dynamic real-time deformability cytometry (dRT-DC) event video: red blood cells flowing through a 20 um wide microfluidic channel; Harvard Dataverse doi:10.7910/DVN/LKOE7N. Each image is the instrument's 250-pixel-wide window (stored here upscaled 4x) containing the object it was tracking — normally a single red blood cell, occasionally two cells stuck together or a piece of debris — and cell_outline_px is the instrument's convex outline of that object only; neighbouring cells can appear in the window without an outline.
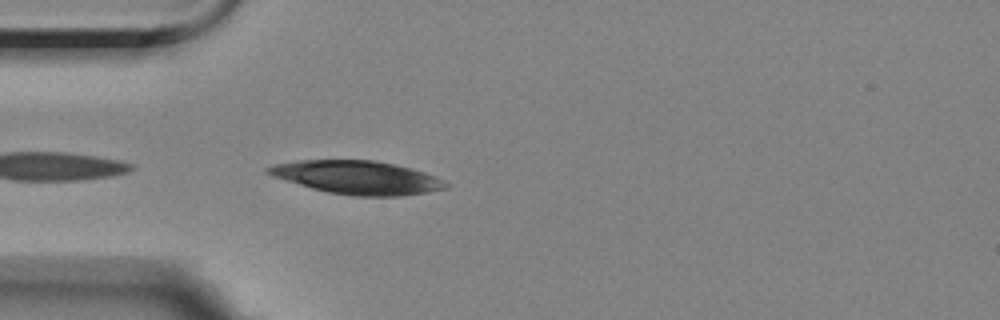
{"species": "Egyptian fruit bat (a non-hibernating species)", "species_latin": "Rousettus aegyptiacus", "temperature_condition": "room temperature", "stored_images_in_passage": 21, "camera_frame_rate_fps": 3000, "um_per_image_px": 0.085, "animal": {"sex": "female"}, "frame": {"image": 1, "passage_image": 2, "time_ms": 0.333, "image_size_px": [1000, 320], "cell_outline_px": [[448, 188], [400, 196], [352, 196], [328, 192], [312, 188], [272, 176], [264, 172], [264, 168], [276, 164], [300, 160], [372, 160], [396, 164], [412, 168], [436, 176], [444, 180], [448, 184]], "centroid_in_image_um": [30.37, 15.08], "position_along_channel_um": 54.6, "area_um2": 34.45}}
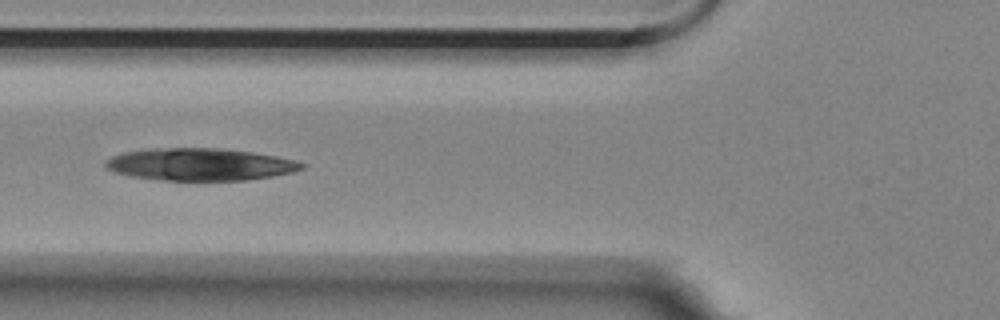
{"frame": {"image": 2, "passage_image": 7, "time_ms": 2.0, "image_size_px": [1000, 320], "cell_outline_px": [[304, 168], [292, 172], [272, 176], [248, 180], [160, 180], [132, 176], [116, 172], [108, 168], [104, 164], [104, 160], [112, 156], [124, 152], [152, 148], [220, 148], [252, 152], [276, 156], [292, 160], [304, 164]], "centroid_in_image_um": [16.98, 13.97], "position_along_channel_um": 108.8, "area_um2": 36.7}}
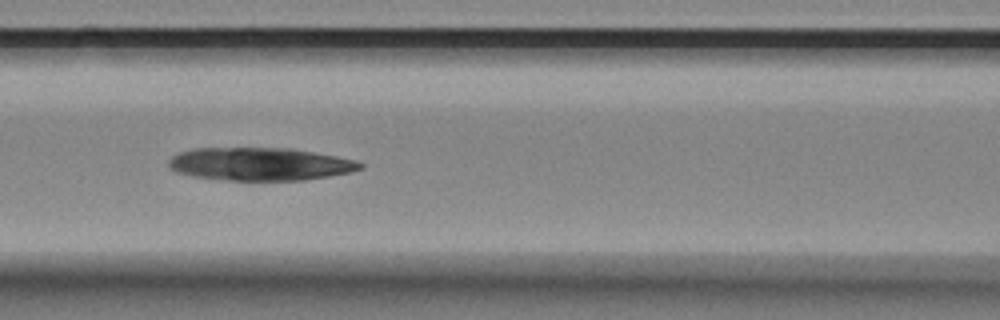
{"frame": {"image": 3, "passage_image": 10, "time_ms": 3.0, "image_size_px": [1000, 320], "cell_outline_px": [[364, 168], [352, 172], [304, 180], [232, 180], [192, 176], [176, 172], [168, 164], [168, 160], [176, 152], [192, 148], [292, 148], [336, 156], [356, 160], [364, 164]], "centroid_in_image_um": [22.11, 13.93], "position_along_channel_um": 144.5, "area_um2": 36.88}}